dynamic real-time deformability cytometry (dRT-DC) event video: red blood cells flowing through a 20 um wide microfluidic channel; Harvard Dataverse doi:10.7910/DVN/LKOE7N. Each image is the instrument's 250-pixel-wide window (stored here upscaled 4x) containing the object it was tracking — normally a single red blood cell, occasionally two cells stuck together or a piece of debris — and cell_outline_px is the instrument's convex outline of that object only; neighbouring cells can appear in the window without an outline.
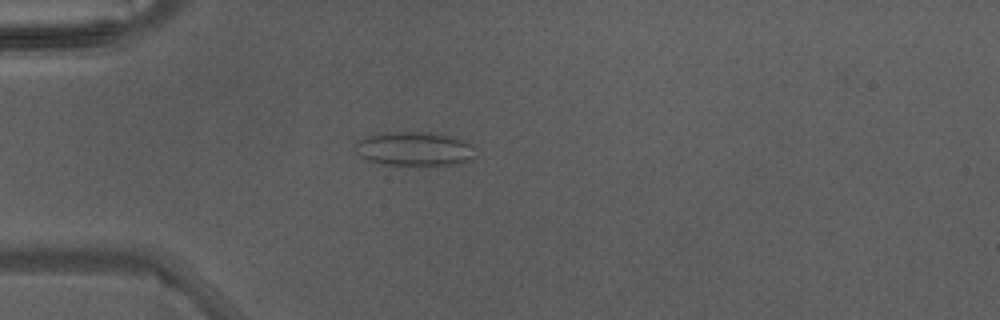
{"species": "Egyptian fruit bat (a non-hibernating species)", "species_latin": "Rousettus aegyptiacus", "temperature_condition": "warm", "stored_images_in_passage": 2, "camera_frame_rate_fps": 3000, "um_per_image_px": 0.085, "animal": {"sex": "male"}, "frame": {"image": 1, "passage_image": 2, "time_ms": 0.333, "image_size_px": [1000, 320], "cell_outline_px": [[472, 156], [456, 164], [384, 164], [368, 160], [360, 156], [352, 148], [356, 140], [380, 132], [436, 132], [468, 140], [472, 144]], "centroid_in_image_um": [35.14, 12.61], "position_along_channel_um": 49.9, "area_um2": 23.76}}